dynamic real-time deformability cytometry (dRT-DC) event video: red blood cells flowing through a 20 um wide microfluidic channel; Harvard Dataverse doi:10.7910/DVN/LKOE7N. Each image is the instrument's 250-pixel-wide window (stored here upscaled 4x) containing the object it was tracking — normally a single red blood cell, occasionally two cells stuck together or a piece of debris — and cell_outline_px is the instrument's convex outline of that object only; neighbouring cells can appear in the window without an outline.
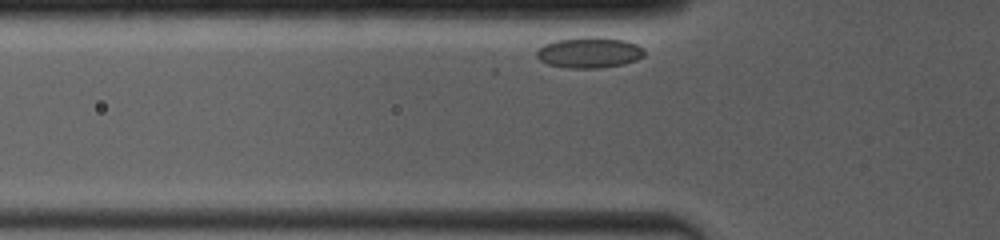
{"species": "common noctule bat (a hibernating species)", "species_latin": "Nyctalus noctula", "temperature_condition": "room temperature", "stored_images_in_passage": 19, "camera_frame_rate_fps": 4000, "um_per_image_px": 0.085, "animal": {"sex": "female", "body_mass_g": 19.0, "forearm_length_mm": 53.3}, "frame": {"image": 1, "passage_image": 2, "time_ms": 0.25, "image_size_px": [1000, 240], "cell_outline_px": [[644, 56], [636, 60], [624, 64], [600, 68], [568, 68], [548, 64], [540, 60], [536, 56], [536, 52], [544, 44], [556, 40], [580, 36], [596, 36], [624, 40], [636, 44], [644, 48]], "centroid_in_image_um": [50.09, 4.45], "position_along_channel_um": 75.7, "area_um2": 19.54}}
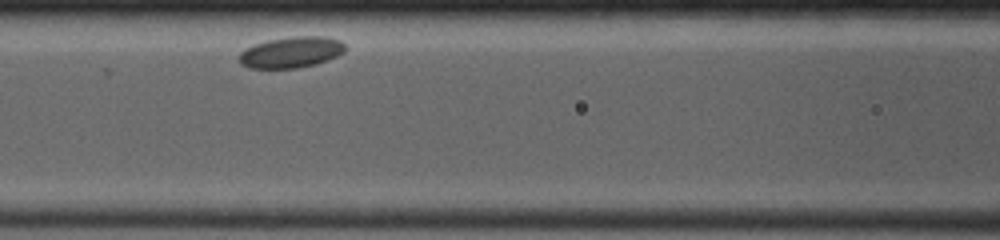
{"frame": {"image": 2, "passage_image": 11, "time_ms": 2.25, "image_size_px": [1000, 240], "cell_outline_px": [[348, 48], [344, 52], [328, 60], [316, 64], [296, 68], [248, 68], [240, 64], [236, 56], [244, 48], [268, 40], [292, 36], [324, 36], [340, 40]], "centroid_in_image_um": [24.73, 4.44], "position_along_channel_um": 141.9, "area_um2": 19.48}}
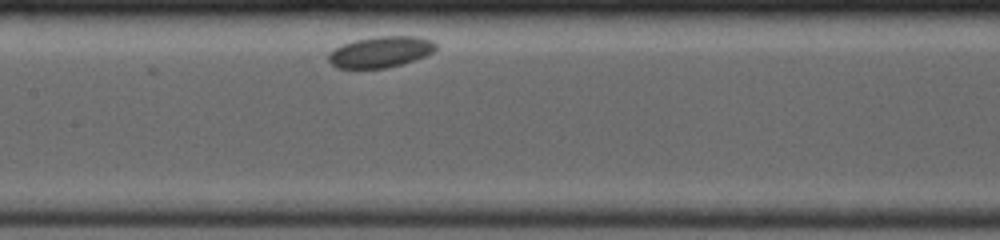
{"frame": {"image": 3, "passage_image": 16, "time_ms": 3.25, "image_size_px": [1000, 240], "cell_outline_px": [[436, 48], [432, 52], [424, 56], [388, 68], [336, 68], [328, 60], [328, 52], [340, 44], [356, 40], [376, 36], [416, 36], [432, 40], [436, 44]], "centroid_in_image_um": [32.3, 4.4], "position_along_channel_um": 175.1, "area_um2": 19.42}}